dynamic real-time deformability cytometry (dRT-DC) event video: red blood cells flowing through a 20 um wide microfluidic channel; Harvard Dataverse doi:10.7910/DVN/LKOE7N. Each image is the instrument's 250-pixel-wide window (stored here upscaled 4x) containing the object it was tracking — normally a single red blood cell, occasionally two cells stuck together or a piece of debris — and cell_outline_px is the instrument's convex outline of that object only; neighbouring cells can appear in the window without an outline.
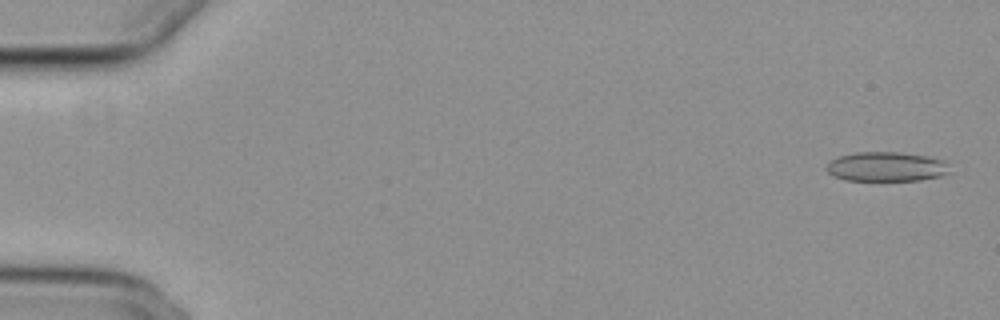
{"species": "common noctule bat (a hibernating species)", "species_latin": "Nyctalus noctula", "temperature_condition": "cold", "stored_images_in_passage": 18, "camera_frame_rate_fps": 3000, "um_per_image_px": 0.085, "animal": {"sex": "female", "body_mass_g": 29.2, "forearm_length_mm": 56.3}, "frame": {"image": 1, "passage_image": 2, "time_ms": 0.333, "image_size_px": [1000, 320], "cell_outline_px": [[952, 172], [940, 176], [920, 180], [844, 180], [832, 176], [828, 172], [828, 164], [832, 160], [840, 156], [856, 152], [900, 152], [928, 156], [948, 160]], "centroid_in_image_um": [75.43, 14.16], "position_along_channel_um": 9.6, "area_um2": 21.39}}
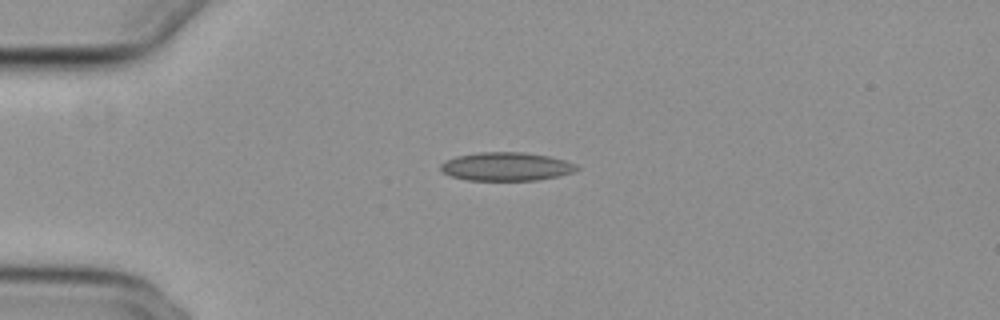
{"frame": {"image": 2, "passage_image": 14, "time_ms": 4.333, "image_size_px": [1000, 320], "cell_outline_px": [[580, 168], [572, 172], [556, 176], [536, 180], [468, 180], [448, 176], [440, 172], [440, 164], [444, 160], [456, 156], [480, 152], [524, 152], [548, 156], [564, 160], [576, 164]], "centroid_in_image_um": [42.96, 14.15], "position_along_channel_um": 42.0, "area_um2": 22.66}}